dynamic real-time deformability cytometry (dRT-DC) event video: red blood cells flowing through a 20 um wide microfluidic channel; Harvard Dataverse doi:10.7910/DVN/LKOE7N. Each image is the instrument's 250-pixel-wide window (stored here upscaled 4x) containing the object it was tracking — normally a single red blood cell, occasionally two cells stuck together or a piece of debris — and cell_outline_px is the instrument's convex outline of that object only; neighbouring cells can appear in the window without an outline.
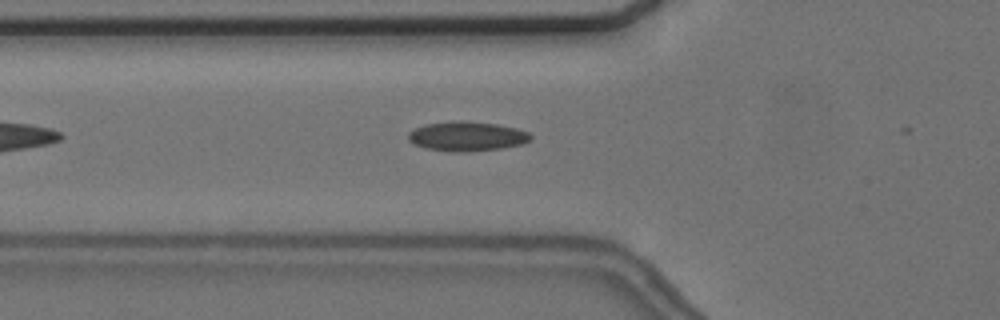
{"species": "common noctule bat (a hibernating species)", "species_latin": "Nyctalus noctula", "temperature_condition": "cold", "stored_images_in_passage": 8, "camera_frame_rate_fps": 3000, "um_per_image_px": 0.085, "animal": {"sex": "female", "body_mass_g": 24.6, "forearm_length_mm": 56.2}, "frame": {"image": 1, "passage_image": 7, "time_ms": 2.0, "image_size_px": [1000, 320], "cell_outline_px": [[532, 140], [524, 144], [500, 148], [468, 152], [452, 152], [424, 148], [412, 144], [408, 140], [408, 132], [424, 124], [460, 120], [464, 120], [496, 124], [516, 128], [528, 132], [532, 136]], "centroid_in_image_um": [39.68, 11.59], "position_along_channel_um": 86.1, "area_um2": 21.33}}